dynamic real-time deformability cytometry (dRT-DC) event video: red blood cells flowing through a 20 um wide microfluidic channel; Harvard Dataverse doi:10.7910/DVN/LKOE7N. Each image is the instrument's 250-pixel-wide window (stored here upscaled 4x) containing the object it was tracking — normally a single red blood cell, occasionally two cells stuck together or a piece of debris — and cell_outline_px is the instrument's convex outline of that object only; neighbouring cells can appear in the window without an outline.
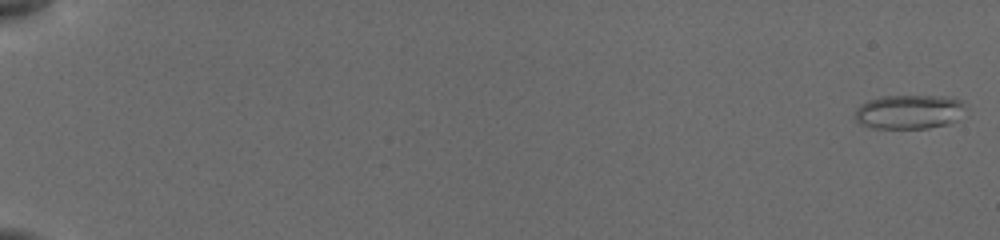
{"species": "common noctule bat (a hibernating species)", "species_latin": "Nyctalus noctula", "temperature_condition": "cold", "stored_images_in_passage": 43, "camera_frame_rate_fps": 3000, "um_per_image_px": 0.085, "animal": {"sex": "female", "body_mass_g": 19.5, "forearm_length_mm": 54.1}, "frame": {"image": 1, "passage_image": 1, "time_ms": 0.0, "image_size_px": [1000, 240], "cell_outline_px": [[964, 104], [956, 120], [948, 124], [928, 128], [876, 128], [860, 124], [856, 120], [856, 108], [860, 104], [868, 100], [880, 96], [944, 96], [964, 100]], "centroid_in_image_um": [77.24, 9.49], "position_along_channel_um": 7.8, "area_um2": 21.91}}
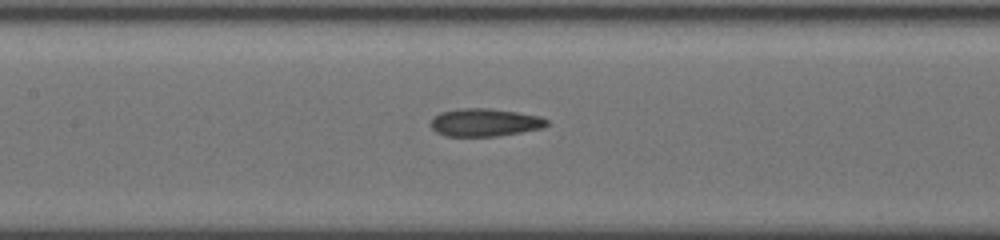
{"frame": {"image": 2, "passage_image": 24, "time_ms": 9.333, "image_size_px": [1000, 240], "cell_outline_px": [[548, 124], [544, 128], [496, 136], [444, 136], [436, 132], [432, 128], [432, 120], [440, 112], [460, 108], [488, 108], [516, 112], [540, 116], [548, 120]], "centroid_in_image_um": [41.22, 10.41], "position_along_channel_um": 166.2, "area_um2": 18.73}}
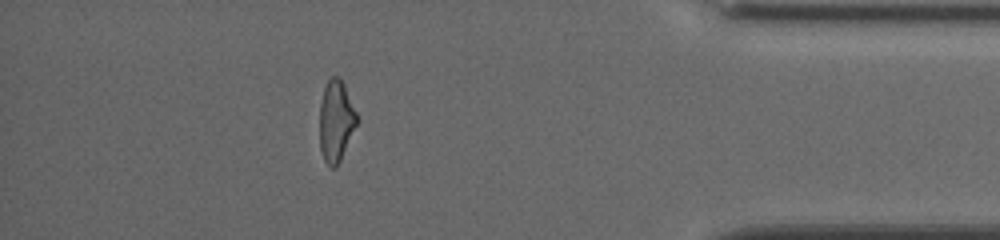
{"frame": {"image": 3, "passage_image": 39, "time_ms": 16.333, "image_size_px": [1000, 240], "cell_outline_px": [[356, 124], [340, 160], [336, 168], [332, 168], [324, 160], [320, 148], [320, 104], [324, 88], [328, 80], [332, 76], [340, 76], [344, 84], [356, 112]], "centroid_in_image_um": [28.54, 10.26], "position_along_channel_um": 406.7, "area_um2": 17.28}, "authors_computed_cell_mechanics": {"area_um2": 19.2474, "velocity_mm_per_s": 3.9011, "shape_relaxation_time_tau1_ms": null, "shape_relaxation_time_tau2_ms": 2.3836, "deformation_change_tau1": null, "deformation_change_tau2": 0.1109}}